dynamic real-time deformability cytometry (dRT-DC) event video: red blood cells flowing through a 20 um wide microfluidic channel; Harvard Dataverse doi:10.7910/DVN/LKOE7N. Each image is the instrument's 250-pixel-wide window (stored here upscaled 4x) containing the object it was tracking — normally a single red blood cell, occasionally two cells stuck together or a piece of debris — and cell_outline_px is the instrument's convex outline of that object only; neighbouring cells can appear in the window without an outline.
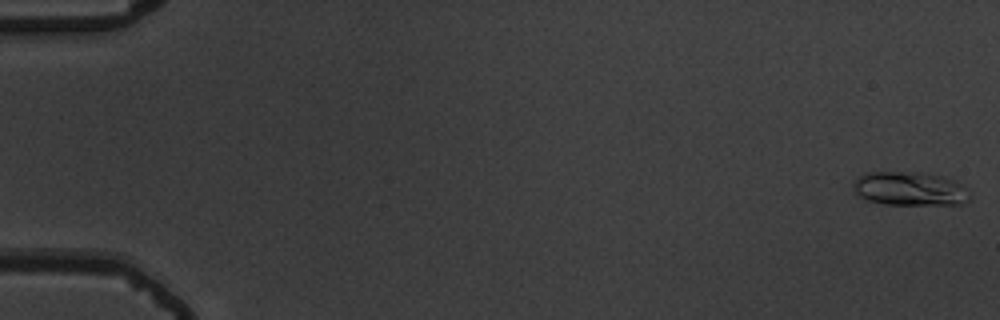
{"species": "common noctule bat (a hibernating species)", "species_latin": "Nyctalus noctula", "temperature_condition": "warm", "stored_images_in_passage": 55, "camera_frame_rate_fps": 3000, "um_per_image_px": 0.085, "animal": {"sex": "male", "body_mass_g": 19.5, "forearm_length_mm": 54.6}, "frame": {"image": 1, "passage_image": 1, "time_ms": 0.0, "image_size_px": [1000, 320], "cell_outline_px": [[972, 200], [964, 204], [884, 204], [868, 200], [852, 192], [852, 180], [864, 172], [924, 172], [940, 176], [952, 180], [968, 188]], "centroid_in_image_um": [77.31, 16.04], "position_along_channel_um": 7.7, "area_um2": 23.35}}
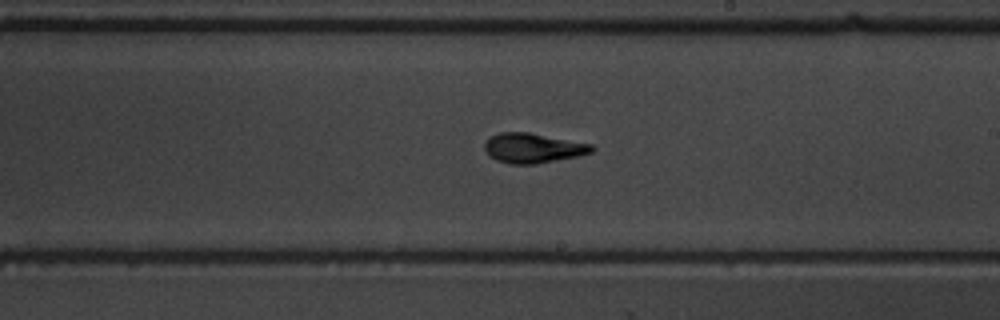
{"frame": {"image": 2, "passage_image": 33, "time_ms": 10.667, "image_size_px": [1000, 320], "cell_outline_px": [[596, 148], [592, 152], [580, 156], [536, 164], [508, 164], [496, 160], [488, 156], [484, 148], [484, 144], [492, 136], [500, 132], [528, 132], [592, 144]], "centroid_in_image_um": [45.31, 12.6], "position_along_channel_um": 243.7, "area_um2": 18.73}}
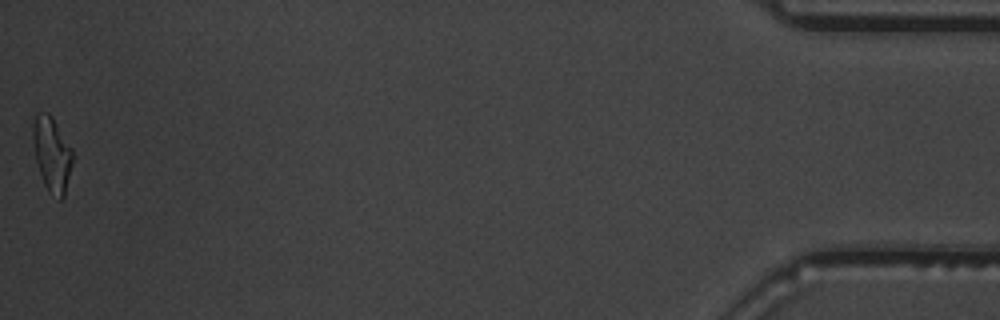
{"frame": {"image": 3, "passage_image": 55, "time_ms": 18.0, "image_size_px": [1000, 320], "cell_outline_px": [[72, 164], [64, 196], [60, 200], [48, 192], [44, 184], [36, 160], [32, 140], [32, 124], [36, 112], [48, 112], [52, 116], [72, 148]], "centroid_in_image_um": [4.4, 13.07], "position_along_channel_um": 430.8, "area_um2": 17.34}, "authors_computed_cell_mechanics": {"area_um2": 17.918, "velocity_mm_per_s": 3.7622, "shape_relaxation_time_tau1_ms": 4.0686, "shape_relaxation_time_tau2_ms": 1.9217, "deformation_change_tau1": 0.1837, "deformation_change_tau2": 0.0837}}